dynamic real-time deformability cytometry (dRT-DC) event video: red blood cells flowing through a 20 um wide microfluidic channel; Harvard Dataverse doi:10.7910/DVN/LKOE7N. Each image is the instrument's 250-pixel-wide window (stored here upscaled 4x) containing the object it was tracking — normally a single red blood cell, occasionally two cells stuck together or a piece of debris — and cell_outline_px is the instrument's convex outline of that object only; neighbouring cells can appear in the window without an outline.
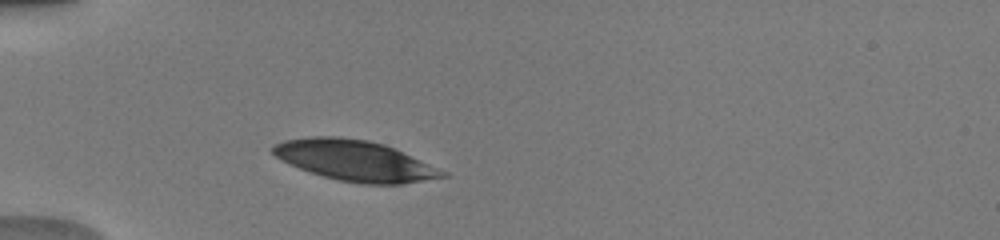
{"species": "human", "species_latin": "Homo sapiens", "temperature_condition": "warm", "stored_images_in_passage": 40, "camera_frame_rate_fps": 3000, "um_per_image_px": 0.085, "donor": {"sex": "male"}, "frame": {"image": 1, "passage_image": 5, "time_ms": 1.333, "image_size_px": [1000, 240], "cell_outline_px": [[452, 176], [400, 184], [360, 184], [340, 180], [324, 176], [300, 168], [276, 156], [272, 152], [272, 148], [276, 144], [284, 140], [312, 136], [336, 136], [368, 140], [384, 144], [448, 172]], "centroid_in_image_um": [30.22, 13.65], "position_along_channel_um": 54.8, "area_um2": 39.71}}
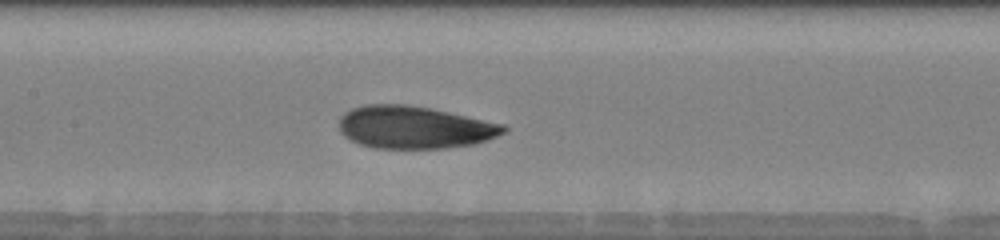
{"frame": {"image": 2, "passage_image": 15, "time_ms": 4.667, "image_size_px": [1000, 240], "cell_outline_px": [[508, 132], [488, 140], [472, 144], [448, 148], [372, 148], [360, 144], [344, 136], [340, 132], [340, 116], [344, 112], [352, 108], [364, 104], [404, 104], [428, 108], [448, 112], [504, 124], [508, 128]], "centroid_in_image_um": [35.23, 10.82], "position_along_channel_um": 172.2, "area_um2": 40.81}}
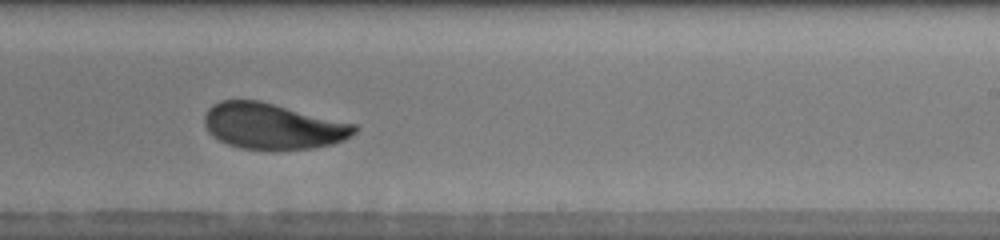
{"frame": {"image": 3, "passage_image": 22, "time_ms": 7.0, "image_size_px": [1000, 240], "cell_outline_px": [[356, 132], [352, 136], [344, 140], [332, 144], [312, 148], [272, 152], [240, 148], [228, 144], [212, 136], [208, 132], [204, 124], [204, 116], [208, 108], [212, 104], [220, 100], [260, 100], [356, 124]], "centroid_in_image_um": [23.17, 10.75], "position_along_channel_um": 265.8, "area_um2": 40.92}, "authors_computed_cell_mechanics": {"area_um2": 40.1421, "velocity_mm_per_s": 4.0278, "shape_relaxation_time_tau1_ms": 3.0458, "shape_relaxation_time_tau2_ms": 1.0943, "deformation_change_tau1": 0.1308, "deformation_change_tau2": 0.0646}}